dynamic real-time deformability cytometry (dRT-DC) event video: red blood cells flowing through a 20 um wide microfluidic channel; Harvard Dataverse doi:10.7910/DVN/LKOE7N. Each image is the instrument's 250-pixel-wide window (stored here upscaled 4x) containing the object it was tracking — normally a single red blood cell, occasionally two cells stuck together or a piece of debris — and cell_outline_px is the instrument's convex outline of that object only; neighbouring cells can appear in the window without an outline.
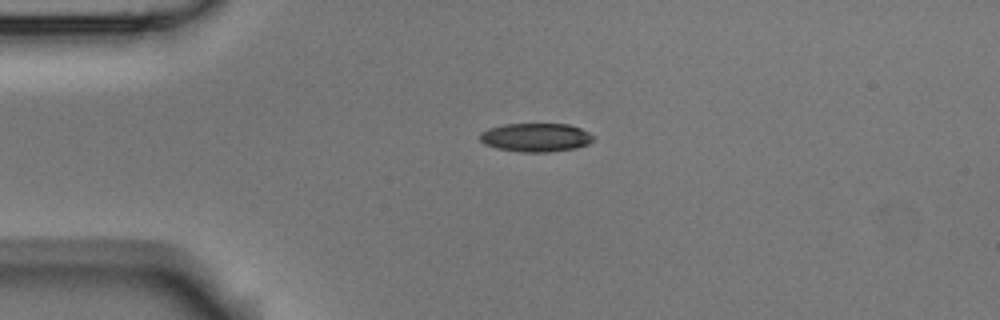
{"species": "Egyptian fruit bat (a non-hibernating species)", "species_latin": "Rousettus aegyptiacus", "temperature_condition": "room temperature", "stored_images_in_passage": 36, "camera_frame_rate_fps": 3000, "um_per_image_px": 0.085, "animal": {"sex": "male"}, "frame": {"image": 1, "passage_image": 1, "time_ms": 0.0, "image_size_px": [1000, 320], "cell_outline_px": [[596, 136], [588, 144], [576, 148], [548, 152], [520, 152], [496, 148], [484, 144], [480, 140], [480, 132], [488, 128], [504, 124], [568, 124], [580, 128]], "centroid_in_image_um": [45.53, 11.68], "position_along_channel_um": 39.5, "area_um2": 19.02}}
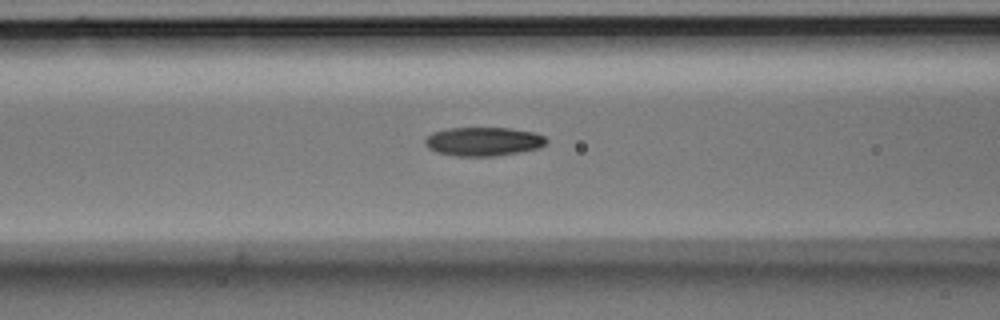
{"frame": {"image": 2, "passage_image": 10, "time_ms": 3.0, "image_size_px": [1000, 320], "cell_outline_px": [[548, 140], [540, 148], [520, 152], [496, 156], [456, 156], [436, 152], [428, 148], [424, 144], [424, 140], [432, 132], [452, 128], [508, 128], [532, 132], [544, 136]], "centroid_in_image_um": [41.07, 12.03], "position_along_channel_um": 125.5, "area_um2": 20.35}}
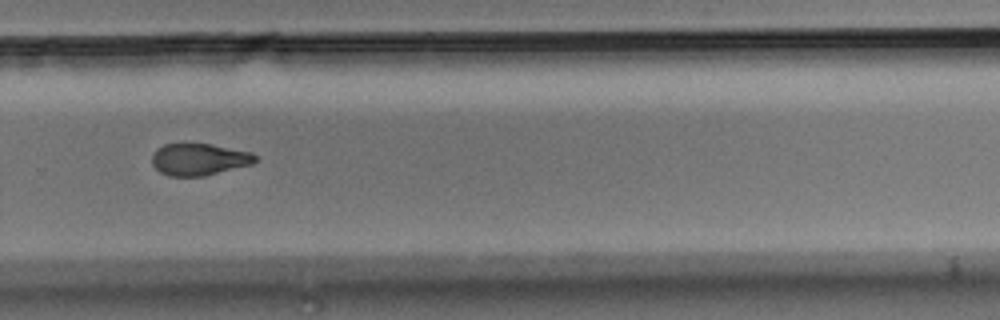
{"frame": {"image": 3, "passage_image": 25, "time_ms": 8.0, "image_size_px": [1000, 320], "cell_outline_px": [[256, 160], [252, 164], [204, 176], [168, 176], [160, 172], [152, 164], [152, 156], [156, 148], [164, 144], [212, 144], [252, 152], [256, 156]], "centroid_in_image_um": [16.91, 13.54], "position_along_channel_um": 312.9, "area_um2": 19.19}, "authors_computed_cell_mechanics": {"area_um2": 19.8832, "velocity_mm_per_s": 3.7515, "shape_relaxation_time_tau1_ms": 6.1966, "shape_relaxation_time_tau2_ms": 4.8801, "deformation_change_tau1": 0.1618, "deformation_change_tau2": 0.1216}}